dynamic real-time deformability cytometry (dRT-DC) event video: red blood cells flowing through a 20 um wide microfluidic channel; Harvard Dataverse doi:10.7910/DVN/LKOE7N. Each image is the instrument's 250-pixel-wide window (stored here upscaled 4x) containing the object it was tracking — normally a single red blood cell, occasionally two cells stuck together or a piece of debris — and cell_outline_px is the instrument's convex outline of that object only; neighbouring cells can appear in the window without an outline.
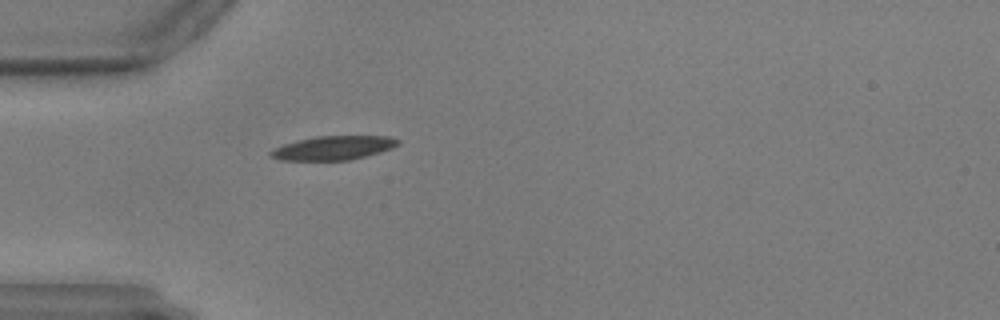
{"species": "common noctule bat (a hibernating species)", "species_latin": "Nyctalus noctula", "temperature_condition": "warm", "stored_images_in_passage": 42, "camera_frame_rate_fps": 3000, "um_per_image_px": 0.085, "animal": {"sex": "male", "body_mass_g": 17.9, "forearm_length_mm": 54.2}, "frame": {"image": 1, "passage_image": 1, "time_ms": 0.0, "image_size_px": [1000, 320], "cell_outline_px": [[400, 144], [392, 148], [380, 152], [348, 160], [280, 160], [268, 156], [268, 152], [284, 144], [296, 140], [316, 136], [388, 136], [400, 140]], "centroid_in_image_um": [28.32, 12.57], "position_along_channel_um": 56.7, "area_um2": 17.74}}
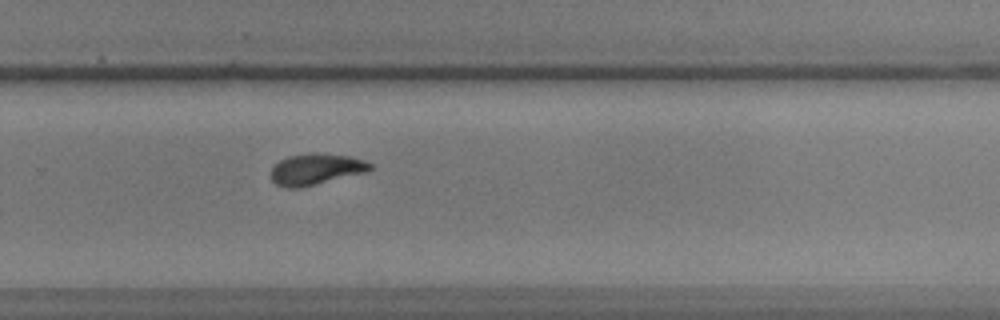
{"frame": {"image": 2, "passage_image": 23, "time_ms": 7.333, "image_size_px": [1000, 320], "cell_outline_px": [[372, 168], [368, 172], [300, 188], [288, 188], [276, 184], [272, 180], [272, 168], [280, 160], [288, 156], [312, 152], [316, 152], [348, 156], [364, 160], [372, 164]], "centroid_in_image_um": [26.88, 14.38], "position_along_channel_um": 302.9, "area_um2": 18.09}}
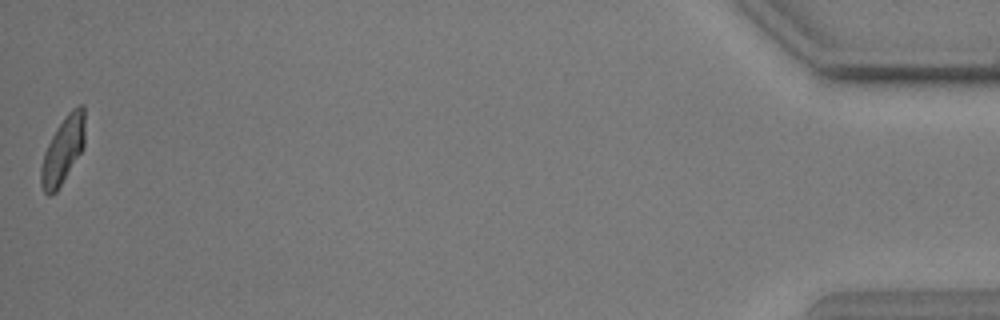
{"frame": {"image": 3, "passage_image": 42, "time_ms": 13.667, "image_size_px": [1000, 320], "cell_outline_px": [[84, 144], [80, 152], [56, 192], [48, 196], [44, 192], [40, 184], [40, 168], [44, 152], [56, 128], [68, 112], [72, 108], [80, 104], [84, 104]], "centroid_in_image_um": [5.32, 12.75], "position_along_channel_um": 429.9, "area_um2": 16.88}}